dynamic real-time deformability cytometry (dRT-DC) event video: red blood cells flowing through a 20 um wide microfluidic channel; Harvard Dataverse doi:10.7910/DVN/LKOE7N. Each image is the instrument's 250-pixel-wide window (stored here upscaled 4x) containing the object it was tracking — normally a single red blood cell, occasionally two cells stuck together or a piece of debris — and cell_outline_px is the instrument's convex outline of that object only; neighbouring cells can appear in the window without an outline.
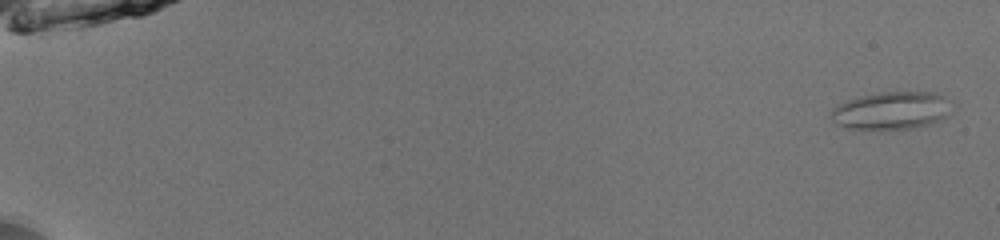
{"species": "common noctule bat (a hibernating species)", "species_latin": "Nyctalus noctula", "temperature_condition": "room temperature", "stored_images_in_passage": 49, "segment_of_instrument_passage": [1, 2], "camera_frame_rate_fps": 3000, "um_per_image_px": 0.085, "animal": {"sex": "male", "body_mass_g": 13.0, "forearm_length_mm": 53.1}, "frame": {"image": 1, "passage_image": 2, "time_ms": 0.333, "image_size_px": [1000, 240], "cell_outline_px": [[944, 116], [940, 120], [932, 124], [912, 128], [848, 128], [836, 124], [828, 116], [832, 108], [844, 100], [860, 96], [884, 92], [936, 92], [944, 96]], "centroid_in_image_um": [75.62, 9.39], "position_along_channel_um": 9.4, "area_um2": 25.84}}
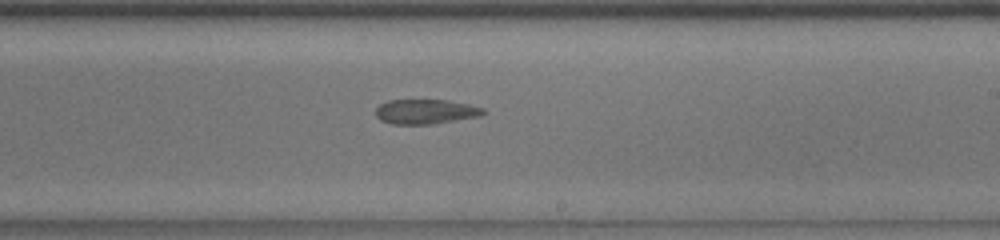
{"frame": {"image": 2, "passage_image": 34, "time_ms": 11.0, "image_size_px": [1000, 240], "cell_outline_px": [[488, 112], [480, 116], [432, 124], [392, 124], [380, 120], [376, 116], [376, 108], [380, 104], [388, 100], [448, 100], [468, 104], [484, 108]], "centroid_in_image_um": [36.19, 9.49], "position_along_channel_um": 252.8, "area_um2": 15.55}}
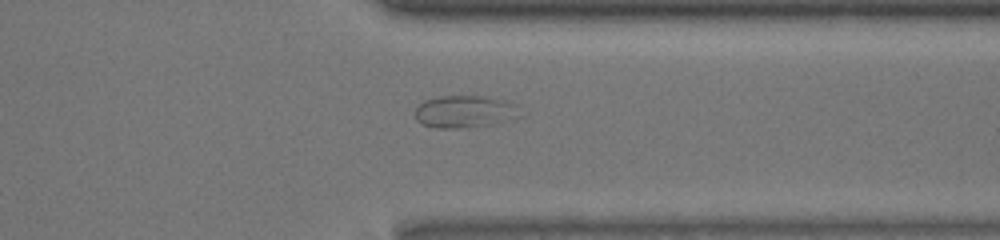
{"frame": {"image": 3, "passage_image": 43, "time_ms": 14.0, "image_size_px": [1000, 240], "cell_outline_px": [[520, 116], [492, 124], [456, 128], [436, 128], [424, 124], [416, 120], [416, 108], [424, 100], [440, 96], [488, 96], [508, 100], [520, 104]], "centroid_in_image_um": [39.57, 9.46], "position_along_channel_um": 371.8, "area_um2": 19.88}}